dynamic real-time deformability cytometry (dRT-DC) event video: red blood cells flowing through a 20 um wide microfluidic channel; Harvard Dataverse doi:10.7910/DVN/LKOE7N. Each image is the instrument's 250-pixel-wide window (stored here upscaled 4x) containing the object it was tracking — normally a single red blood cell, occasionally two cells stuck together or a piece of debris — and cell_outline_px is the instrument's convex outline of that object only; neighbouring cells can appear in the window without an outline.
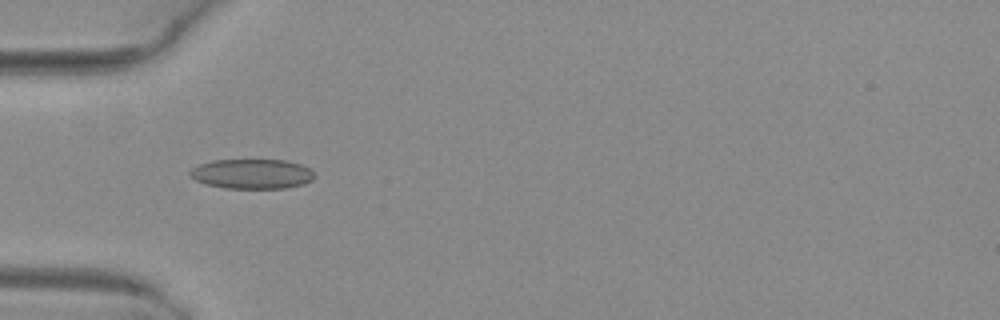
{"species": "common noctule bat (a hibernating species)", "species_latin": "Nyctalus noctula", "temperature_condition": "warm", "stored_images_in_passage": 6, "camera_frame_rate_fps": 3000, "um_per_image_px": 0.085, "animal": {"sex": "female", "body_mass_g": 29.2, "forearm_length_mm": 56.3}, "frame": {"image": 1, "passage_image": 4, "time_ms": 1.0, "image_size_px": [1000, 320], "cell_outline_px": [[312, 180], [304, 184], [288, 188], [224, 188], [208, 184], [196, 180], [188, 176], [188, 172], [192, 168], [200, 164], [212, 160], [284, 160], [300, 164], [308, 168], [312, 172]], "centroid_in_image_um": [21.38, 14.78], "position_along_channel_um": 63.6, "area_um2": 21.5}}
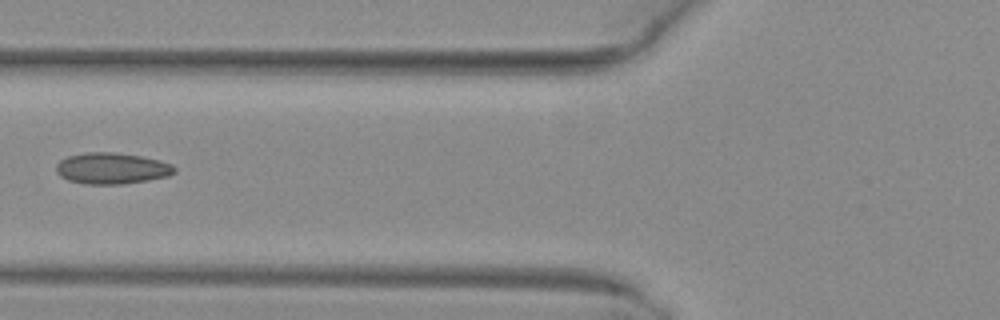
{"frame": {"image": 2, "passage_image": 5, "time_ms": 1.333, "image_size_px": [1000, 320], "cell_outline_px": [[176, 172], [168, 176], [148, 180], [124, 184], [84, 184], [68, 180], [60, 176], [56, 172], [56, 164], [60, 160], [68, 156], [88, 152], [112, 152], [140, 156], [172, 164], [176, 168]], "centroid_in_image_um": [9.49, 14.32], "position_along_channel_um": 116.3, "area_um2": 21.5}}
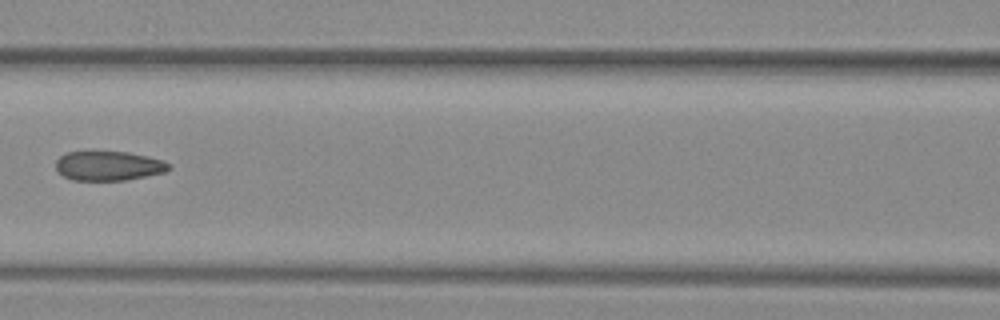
{"frame": {"image": 3, "passage_image": 6, "time_ms": 1.667, "image_size_px": [1000, 320], "cell_outline_px": [[172, 168], [164, 172], [124, 180], [72, 180], [64, 176], [56, 168], [56, 160], [60, 156], [68, 152], [128, 152], [148, 156], [164, 160]], "centroid_in_image_um": [9.23, 14.09], "position_along_channel_um": 157.4, "area_um2": 19.19}}